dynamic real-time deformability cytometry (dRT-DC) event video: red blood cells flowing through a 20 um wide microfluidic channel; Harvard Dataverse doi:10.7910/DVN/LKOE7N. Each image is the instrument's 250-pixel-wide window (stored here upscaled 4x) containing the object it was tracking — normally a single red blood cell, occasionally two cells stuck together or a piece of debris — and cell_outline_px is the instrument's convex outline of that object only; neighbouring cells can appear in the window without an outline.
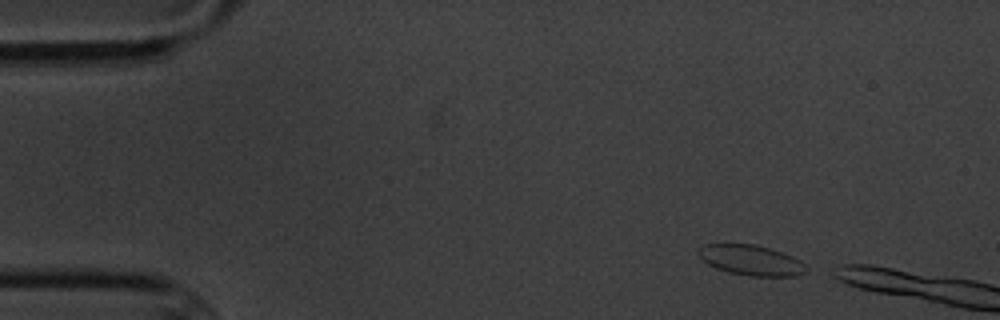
{"species": "common noctule bat (a hibernating species)", "species_latin": "Nyctalus noctula", "temperature_condition": "cold", "stored_images_in_passage": 5, "camera_frame_rate_fps": 3000, "um_per_image_px": 0.085, "animal": {"sex": "male", "body_mass_g": 20.1, "forearm_length_mm": 53.5}, "frame": {"image": 1, "passage_image": 1, "time_ms": 0.0, "image_size_px": [1000, 320], "cell_outline_px": [[808, 268], [804, 272], [792, 276], [748, 276], [728, 272], [716, 268], [708, 264], [696, 252], [700, 244], [756, 244], [792, 256], [800, 260]], "centroid_in_image_um": [63.79, 22.11], "position_along_channel_um": 21.2, "area_um2": 18.96}}